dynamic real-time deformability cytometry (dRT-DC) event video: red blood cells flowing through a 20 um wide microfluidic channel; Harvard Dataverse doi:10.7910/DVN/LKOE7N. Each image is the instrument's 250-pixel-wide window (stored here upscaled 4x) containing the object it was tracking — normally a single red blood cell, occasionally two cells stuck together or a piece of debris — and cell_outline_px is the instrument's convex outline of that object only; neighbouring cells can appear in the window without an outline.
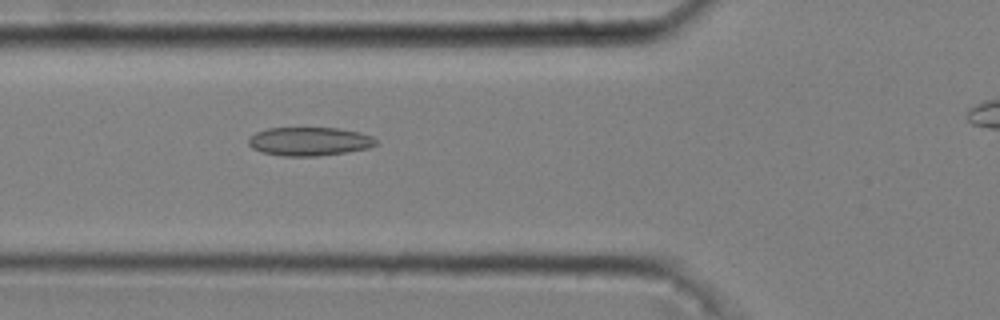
{"species": "common noctule bat (a hibernating species)", "species_latin": "Nyctalus noctula", "temperature_condition": "cold", "stored_images_in_passage": 46, "camera_frame_rate_fps": 3000, "um_per_image_px": 0.085, "animal": {"sex": "male", "body_mass_g": 20.4}, "frame": {"image": 1, "passage_image": 17, "time_ms": 5.333, "image_size_px": [1000, 320], "cell_outline_px": [[376, 144], [368, 148], [344, 152], [316, 156], [284, 156], [260, 152], [252, 148], [248, 144], [248, 136], [256, 132], [268, 128], [340, 128], [360, 132], [372, 136], [376, 140]], "centroid_in_image_um": [26.25, 12.01], "position_along_channel_um": 99.5, "area_um2": 21.27}}
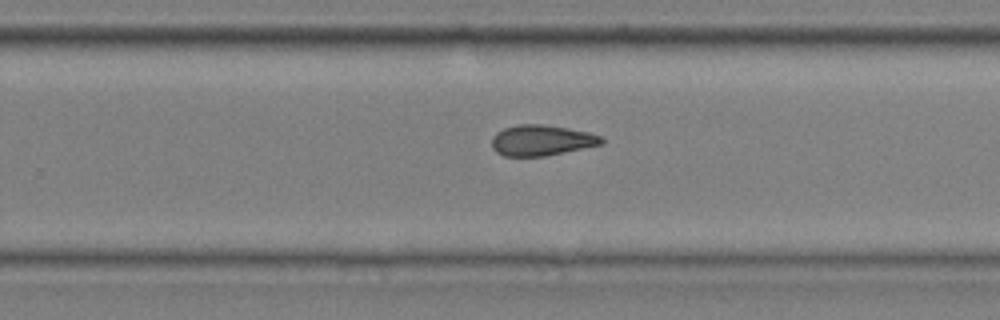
{"frame": {"image": 2, "passage_image": 32, "time_ms": 10.333, "image_size_px": [1000, 320], "cell_outline_px": [[604, 144], [544, 156], [504, 156], [496, 152], [492, 148], [492, 136], [496, 132], [504, 128], [516, 124], [540, 124], [588, 132], [604, 136]], "centroid_in_image_um": [46.02, 11.93], "position_along_channel_um": 283.8, "area_um2": 19.65}}
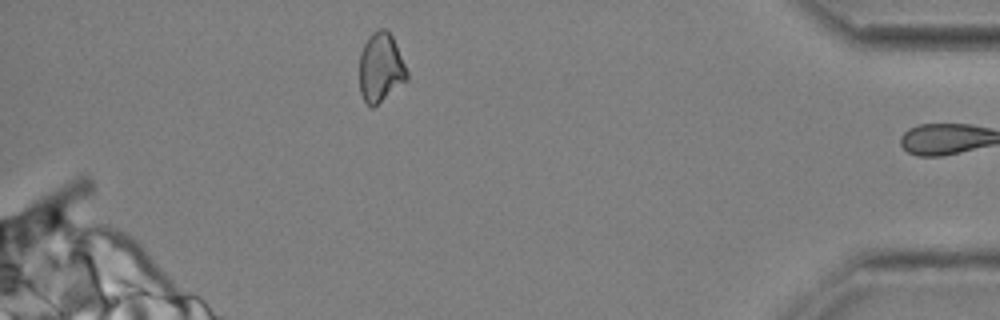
{"frame": {"image": 3, "passage_image": 45, "time_ms": 14.667, "image_size_px": [1000, 320], "cell_outline_px": [[408, 80], [372, 108], [364, 100], [360, 92], [360, 52], [368, 36], [372, 32], [380, 28], [384, 28], [392, 36], [408, 72]], "centroid_in_image_um": [32.35, 5.74], "position_along_channel_um": 402.8, "area_um2": 19.07}, "authors_computed_cell_mechanics": {"area_um2": 20.0855, "velocity_mm_per_s": 3.6825, "shape_relaxation_time_tau1_ms": null, "shape_relaxation_time_tau2_ms": 4.497, "deformation_change_tau1": null, "deformation_change_tau2": 0.1196}}